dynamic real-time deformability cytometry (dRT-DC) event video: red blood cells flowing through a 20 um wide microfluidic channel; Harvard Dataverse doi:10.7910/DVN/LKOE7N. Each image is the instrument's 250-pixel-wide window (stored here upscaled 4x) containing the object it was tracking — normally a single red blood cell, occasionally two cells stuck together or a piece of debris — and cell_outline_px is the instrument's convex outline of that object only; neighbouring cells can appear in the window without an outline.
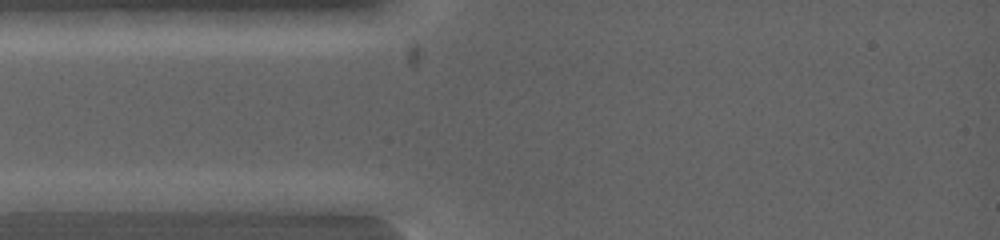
{"species": "common noctule bat (a hibernating species)", "species_latin": "Nyctalus noctula", "temperature_condition": "warm", "stored_images_in_passage": 2, "camera_frame_rate_fps": 5000, "um_per_image_px": 0.085, "animal": {"sex": "female", "body_mass_g": 19.0, "forearm_length_mm": 53.3}, "frame": {"image": 1, "passage_image": 1, "time_ms": 0.0, "image_size_px": [1000, 240], "cell_outline_px": [[124, 200], [100, 212], [16, 212], [16, 200], [100, 192], [104, 192]], "centroid_in_image_um": [5.86, 17.29], "position_along_channel_um": 79.1, "area_um2": 11.56}}